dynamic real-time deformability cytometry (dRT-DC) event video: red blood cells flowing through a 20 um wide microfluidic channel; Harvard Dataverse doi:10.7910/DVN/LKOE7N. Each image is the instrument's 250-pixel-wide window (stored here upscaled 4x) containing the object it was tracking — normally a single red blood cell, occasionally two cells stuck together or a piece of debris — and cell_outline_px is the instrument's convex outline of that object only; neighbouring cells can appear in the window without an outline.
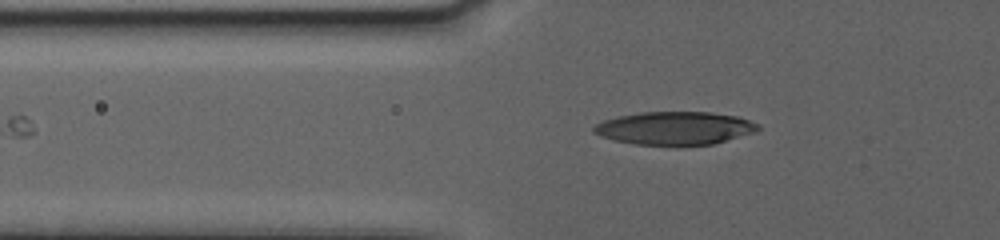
{"species": "human", "species_latin": "Homo sapiens", "temperature_condition": "warm", "stored_images_in_passage": 12, "camera_frame_rate_fps": 3000, "um_per_image_px": 0.085, "donor": {"sex": "female"}, "frame": {"image": 1, "passage_image": 12, "time_ms": 12.0, "image_size_px": [1000, 240], "cell_outline_px": [[760, 128], [756, 132], [712, 144], [636, 144], [616, 140], [600, 136], [592, 132], [592, 128], [596, 124], [604, 120], [616, 116], [640, 112], [712, 112], [740, 116], [760, 124]], "centroid_in_image_um": [57.39, 10.87], "position_along_channel_um": 68.4, "area_um2": 31.56}}